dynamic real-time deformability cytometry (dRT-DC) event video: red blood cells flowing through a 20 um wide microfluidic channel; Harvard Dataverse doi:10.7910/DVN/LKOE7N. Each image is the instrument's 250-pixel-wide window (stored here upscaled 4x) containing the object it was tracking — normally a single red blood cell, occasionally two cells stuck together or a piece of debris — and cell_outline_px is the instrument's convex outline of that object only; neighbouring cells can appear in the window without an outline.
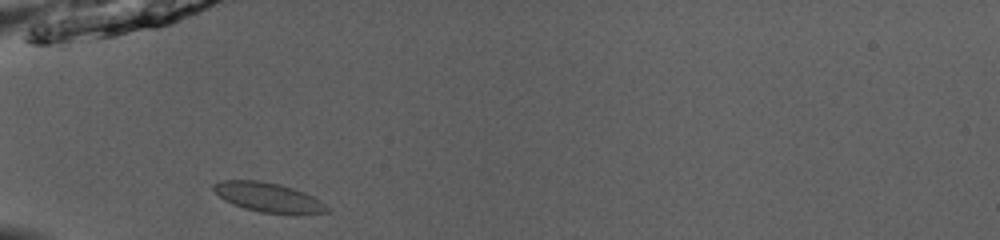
{"species": "common noctule bat (a hibernating species)", "species_latin": "Nyctalus noctula", "temperature_condition": "room temperature", "stored_images_in_passage": 34, "camera_frame_rate_fps": 3000, "um_per_image_px": 0.085, "animal": {"sex": "male", "body_mass_g": 13.0, "forearm_length_mm": 53.1}, "frame": {"image": 1, "passage_image": 1, "time_ms": 0.0, "image_size_px": [1000, 240], "cell_outline_px": [[328, 212], [300, 216], [296, 216], [260, 212], [244, 208], [232, 204], [224, 200], [212, 188], [212, 184], [220, 180], [260, 180], [292, 188], [304, 192], [320, 200], [328, 208]], "centroid_in_image_um": [22.83, 16.81], "position_along_channel_um": 62.2, "area_um2": 19.83}}
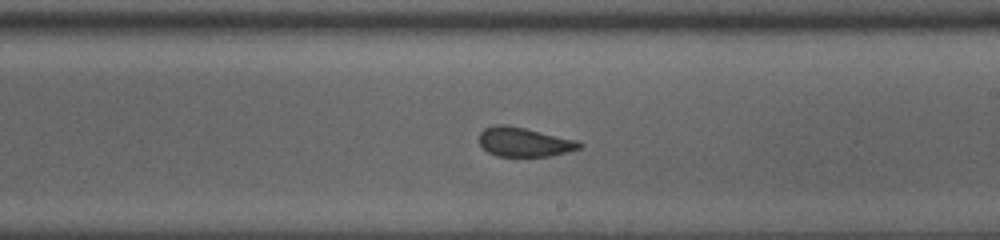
{"frame": {"image": 2, "passage_image": 15, "time_ms": 4.667, "image_size_px": [1000, 240], "cell_outline_px": [[584, 144], [580, 148], [552, 156], [496, 156], [488, 152], [480, 144], [480, 132], [484, 128], [496, 124], [504, 124], [524, 128], [576, 140]], "centroid_in_image_um": [44.54, 12.07], "position_along_channel_um": 244.5, "area_um2": 16.94}}
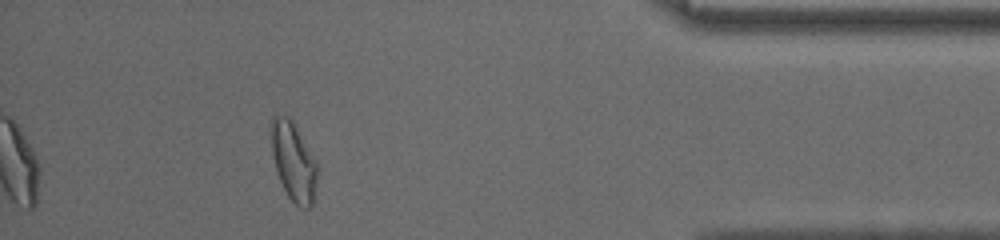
{"frame": {"image": 3, "passage_image": 30, "time_ms": 9.667, "image_size_px": [1000, 240], "cell_outline_px": [[316, 180], [312, 204], [308, 208], [300, 208], [288, 196], [280, 180], [276, 168], [272, 152], [268, 124], [272, 116], [288, 116], [292, 120], [316, 160]], "centroid_in_image_um": [24.91, 13.67], "position_along_channel_um": 410.3, "area_um2": 20.98}, "authors_computed_cell_mechanics": {"area_um2": 18.0336, "velocity_mm_per_s": 4.0291, "shape_relaxation_time_tau1_ms": null, "shape_relaxation_time_tau2_ms": 0.7531, "deformation_change_tau1": null, "deformation_change_tau2": 0.0612}}